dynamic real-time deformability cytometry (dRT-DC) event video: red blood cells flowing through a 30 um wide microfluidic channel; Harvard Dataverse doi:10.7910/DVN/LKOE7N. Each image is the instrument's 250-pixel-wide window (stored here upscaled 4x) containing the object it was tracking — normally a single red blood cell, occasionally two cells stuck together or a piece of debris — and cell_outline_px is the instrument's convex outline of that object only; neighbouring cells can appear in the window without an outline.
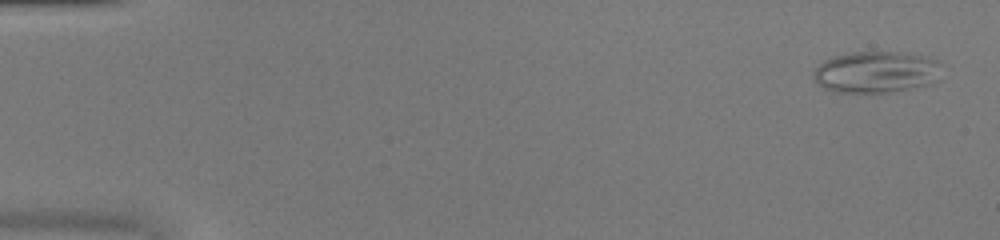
{"species": "common noctule bat (a hibernating species)", "species_latin": "Nyctalus noctula", "temperature_condition": "warm", "stored_images_in_passage": 51, "camera_frame_rate_fps": 3000, "um_per_image_px": 0.085, "animal": {"sex": "female", "body_mass_g": 20.0, "forearm_length_mm": 54.0}, "frame": {"image": 1, "passage_image": 2, "time_ms": 0.333, "image_size_px": [1000, 240], "cell_outline_px": [[944, 64], [940, 80], [932, 84], [888, 92], [832, 92], [816, 84], [812, 72], [824, 60], [836, 56], [852, 52], [900, 52], [924, 56], [936, 60]], "centroid_in_image_um": [74.53, 6.13], "position_along_channel_um": 10.5, "area_um2": 31.44}}
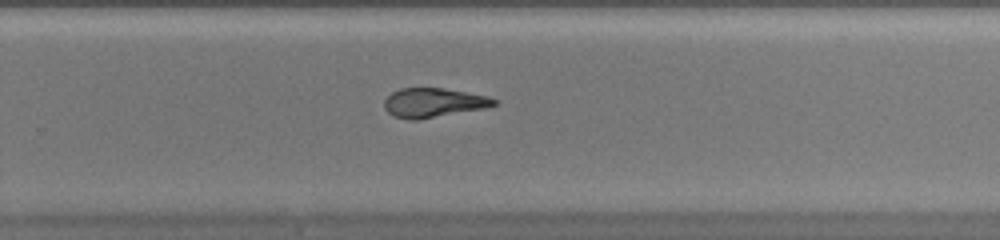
{"frame": {"image": 2, "passage_image": 34, "time_ms": 11.0, "image_size_px": [1000, 240], "cell_outline_px": [[496, 104], [484, 108], [416, 120], [408, 120], [396, 116], [388, 112], [384, 108], [384, 100], [392, 92], [400, 88], [440, 88], [488, 96], [496, 100]], "centroid_in_image_um": [36.8, 8.73], "position_along_channel_um": 293.0, "area_um2": 18.38}}
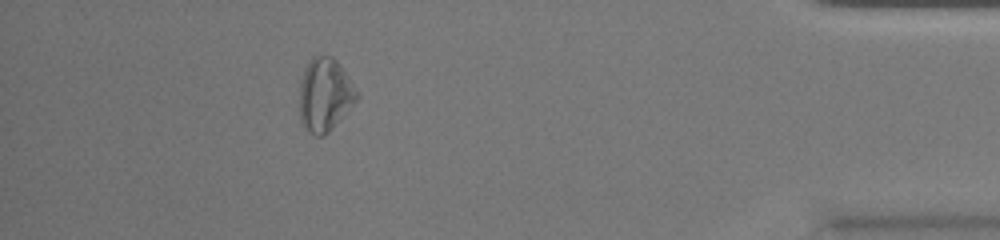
{"frame": {"image": 3, "passage_image": 46, "time_ms": 15.0, "image_size_px": [1000, 240], "cell_outline_px": [[360, 96], [348, 112], [324, 136], [316, 136], [308, 132], [304, 128], [300, 120], [300, 80], [304, 68], [312, 56], [332, 56], [336, 60]], "centroid_in_image_um": [27.59, 8.08], "position_along_channel_um": 407.6, "area_um2": 24.45}, "authors_computed_cell_mechanics": {"area_um2": 21.7328, "velocity_mm_per_s": 4.0489, "shape_relaxation_time_tau1_ms": null, "shape_relaxation_time_tau2_ms": 9.9474, "deformation_change_tau1": null, "deformation_change_tau2": 0.2585}}